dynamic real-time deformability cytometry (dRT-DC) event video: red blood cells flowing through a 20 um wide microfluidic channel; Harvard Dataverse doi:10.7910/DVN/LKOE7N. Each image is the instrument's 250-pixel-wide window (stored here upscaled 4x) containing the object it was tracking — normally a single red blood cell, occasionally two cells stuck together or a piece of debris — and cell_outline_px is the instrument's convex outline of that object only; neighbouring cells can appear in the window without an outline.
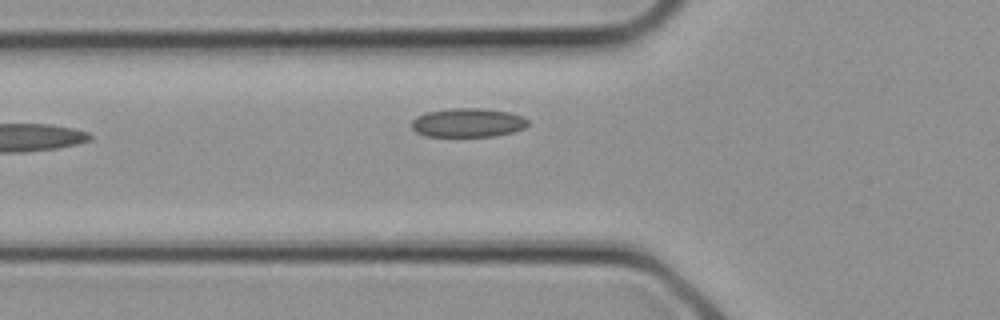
{"species": "common noctule bat (a hibernating species)", "species_latin": "Nyctalus noctula", "temperature_condition": "cold", "stored_images_in_passage": 11, "camera_frame_rate_fps": 3000, "um_per_image_px": 0.085, "animal": {"sex": "female", "body_mass_g": 21.9}, "frame": {"image": 1, "passage_image": 11, "time_ms": 3.333, "image_size_px": [1000, 320], "cell_outline_px": [[528, 124], [524, 128], [512, 132], [496, 136], [424, 136], [416, 132], [412, 128], [412, 120], [416, 116], [428, 112], [448, 108], [484, 108], [508, 112], [524, 116], [528, 120]], "centroid_in_image_um": [39.77, 10.42], "position_along_channel_um": 86.0, "area_um2": 19.71}}